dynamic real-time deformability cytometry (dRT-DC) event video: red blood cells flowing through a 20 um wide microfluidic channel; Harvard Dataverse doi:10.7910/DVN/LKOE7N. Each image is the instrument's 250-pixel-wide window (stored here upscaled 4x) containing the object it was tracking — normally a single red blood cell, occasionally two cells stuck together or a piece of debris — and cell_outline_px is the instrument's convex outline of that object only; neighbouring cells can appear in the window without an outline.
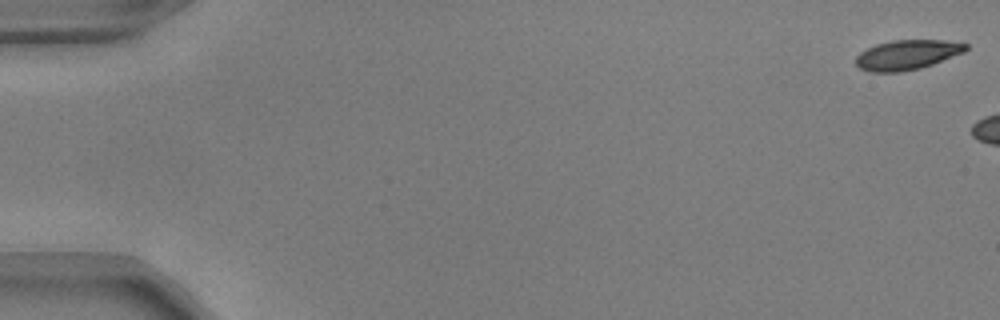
{"species": "common noctule bat (a hibernating species)", "species_latin": "Nyctalus noctula", "temperature_condition": "warm", "stored_images_in_passage": 9, "camera_frame_rate_fps": 3000, "um_per_image_px": 0.085, "animal": {"sex": "male", "body_mass_g": 17.9, "forearm_length_mm": 54.2}, "frame": {"image": 1, "passage_image": 1, "time_ms": 0.0, "image_size_px": [1000, 320], "cell_outline_px": [[968, 48], [964, 52], [932, 64], [920, 68], [900, 72], [868, 72], [860, 68], [856, 64], [856, 56], [860, 52], [876, 44], [892, 40], [944, 40], [968, 44]], "centroid_in_image_um": [77.09, 4.66], "position_along_channel_um": 7.9, "area_um2": 19.02}}